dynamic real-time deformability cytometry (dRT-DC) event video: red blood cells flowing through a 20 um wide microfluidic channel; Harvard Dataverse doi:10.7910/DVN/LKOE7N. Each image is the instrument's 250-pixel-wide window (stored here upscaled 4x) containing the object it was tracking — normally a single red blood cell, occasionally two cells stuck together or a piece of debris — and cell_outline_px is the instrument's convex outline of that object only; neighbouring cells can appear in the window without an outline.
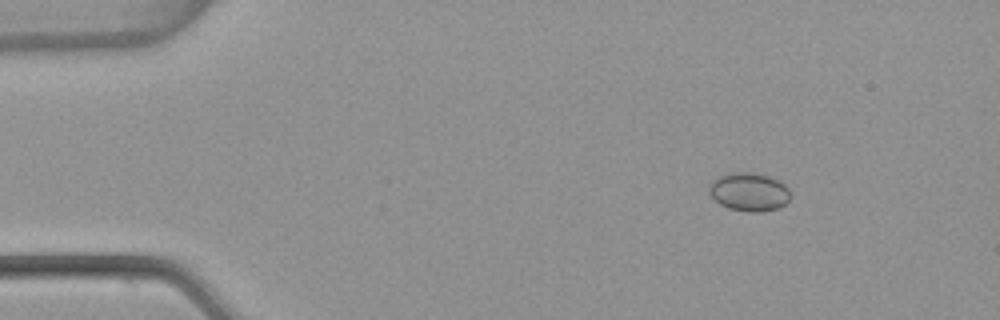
{"species": "common noctule bat (a hibernating species)", "species_latin": "Nyctalus noctula", "temperature_condition": "warm", "stored_images_in_passage": 5, "camera_frame_rate_fps": 3000, "um_per_image_px": 0.085, "animal": {"sex": "female", "body_mass_g": 22.7, "forearm_length_mm": 54.2}, "frame": {"image": 1, "passage_image": 2, "time_ms": 0.333, "image_size_px": [1000, 320], "cell_outline_px": [[792, 196], [784, 204], [776, 208], [760, 212], [748, 212], [728, 208], [720, 204], [708, 192], [708, 184], [716, 176], [728, 172], [752, 172], [768, 176], [784, 184], [792, 192]], "centroid_in_image_um": [63.64, 16.29], "position_along_channel_um": 21.4, "area_um2": 18.44}}
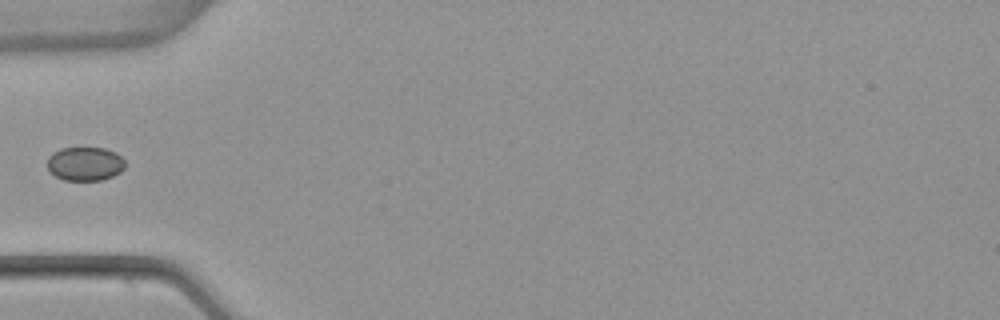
{"frame": {"image": 2, "passage_image": 5, "time_ms": 1.333, "image_size_px": [1000, 320], "cell_outline_px": [[124, 168], [120, 172], [112, 176], [100, 180], [64, 180], [48, 172], [48, 156], [52, 152], [60, 148], [104, 148], [116, 152], [124, 160]], "centroid_in_image_um": [7.2, 13.92], "position_along_channel_um": 77.8, "area_um2": 15.37}}